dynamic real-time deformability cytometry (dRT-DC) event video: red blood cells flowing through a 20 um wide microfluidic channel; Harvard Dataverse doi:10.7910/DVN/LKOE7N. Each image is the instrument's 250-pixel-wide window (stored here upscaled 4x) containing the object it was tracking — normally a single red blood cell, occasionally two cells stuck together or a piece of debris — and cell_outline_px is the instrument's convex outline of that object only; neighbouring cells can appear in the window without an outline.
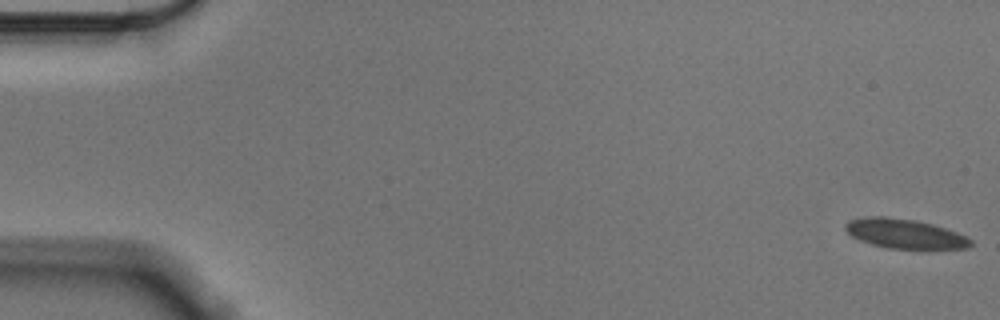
{"species": "Egyptian fruit bat (a non-hibernating species)", "species_latin": "Rousettus aegyptiacus", "temperature_condition": "cold", "stored_images_in_passage": 16, "camera_frame_rate_fps": 3000, "um_per_image_px": 0.085, "animal": {"sex": "male"}, "frame": {"image": 1, "passage_image": 1, "time_ms": 0.0, "image_size_px": [1000, 320], "cell_outline_px": [[972, 244], [968, 248], [928, 252], [888, 248], [872, 244], [860, 240], [852, 236], [844, 228], [844, 224], [852, 220], [872, 216], [884, 216], [916, 220], [932, 224], [968, 236], [972, 240]], "centroid_in_image_um": [77.02, 19.93], "position_along_channel_um": 8.0, "area_um2": 22.37}}
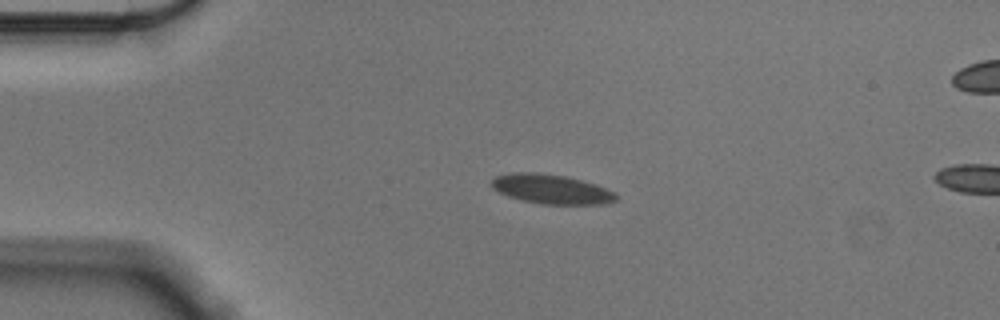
{"frame": {"image": 2, "passage_image": 13, "time_ms": 4.0, "image_size_px": [1000, 320], "cell_outline_px": [[616, 200], [608, 204], [544, 204], [524, 200], [508, 196], [492, 188], [492, 180], [496, 176], [516, 172], [536, 172], [564, 176], [596, 184], [616, 192]], "centroid_in_image_um": [46.9, 16.08], "position_along_channel_um": 38.1, "area_um2": 21.15}}